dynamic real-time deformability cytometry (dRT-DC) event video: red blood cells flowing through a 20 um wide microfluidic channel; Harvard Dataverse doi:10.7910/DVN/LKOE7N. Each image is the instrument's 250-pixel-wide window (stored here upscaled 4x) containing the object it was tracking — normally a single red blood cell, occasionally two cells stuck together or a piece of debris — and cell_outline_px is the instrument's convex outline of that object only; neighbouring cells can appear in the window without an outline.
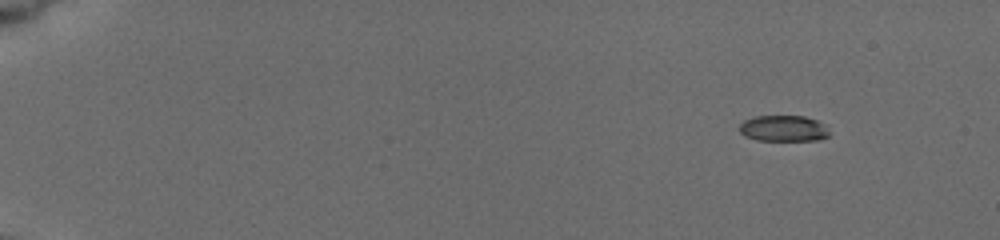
{"species": "common noctule bat (a hibernating species)", "species_latin": "Nyctalus noctula", "temperature_condition": "cold", "stored_images_in_passage": 19, "camera_frame_rate_fps": 3000, "um_per_image_px": 0.085, "animal": {"sex": "female", "body_mass_g": 19.5, "forearm_length_mm": 54.1}, "frame": {"image": 1, "passage_image": 1, "time_ms": 0.0, "image_size_px": [1000, 240], "cell_outline_px": [[828, 136], [820, 140], [756, 140], [744, 136], [740, 132], [740, 124], [744, 120], [756, 116], [804, 116], [828, 124]], "centroid_in_image_um": [66.62, 10.91], "position_along_channel_um": 18.4, "area_um2": 13.76}}
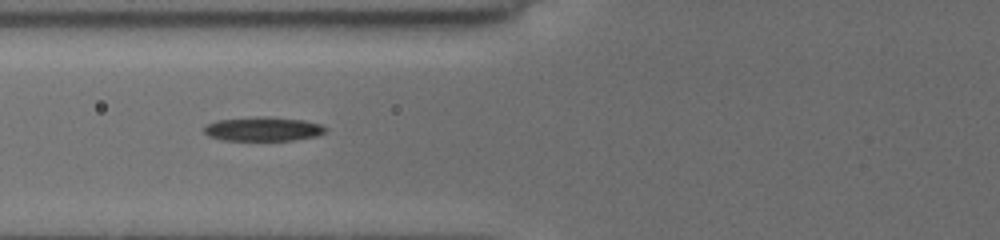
{"frame": {"image": 2, "passage_image": 14, "time_ms": 6.0, "image_size_px": [1000, 240], "cell_outline_px": [[328, 132], [316, 136], [292, 140], [224, 140], [208, 136], [204, 132], [204, 124], [216, 120], [252, 116], [272, 116], [304, 120], [320, 124], [328, 128]], "centroid_in_image_um": [22.36, 10.94], "position_along_channel_um": 103.4, "area_um2": 17.46}}
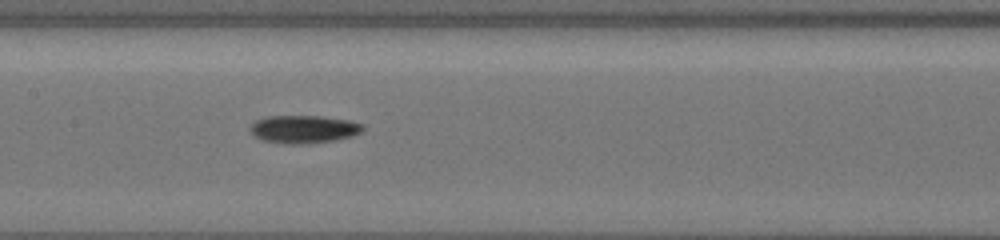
{"frame": {"image": 3, "passage_image": 19, "time_ms": 8.0, "image_size_px": [1000, 240], "cell_outline_px": [[364, 128], [360, 132], [352, 136], [332, 140], [300, 144], [288, 144], [264, 140], [256, 136], [248, 128], [256, 120], [268, 116], [320, 116], [348, 120], [364, 124]], "centroid_in_image_um": [25.82, 10.97], "position_along_channel_um": 181.6, "area_um2": 18.03}}